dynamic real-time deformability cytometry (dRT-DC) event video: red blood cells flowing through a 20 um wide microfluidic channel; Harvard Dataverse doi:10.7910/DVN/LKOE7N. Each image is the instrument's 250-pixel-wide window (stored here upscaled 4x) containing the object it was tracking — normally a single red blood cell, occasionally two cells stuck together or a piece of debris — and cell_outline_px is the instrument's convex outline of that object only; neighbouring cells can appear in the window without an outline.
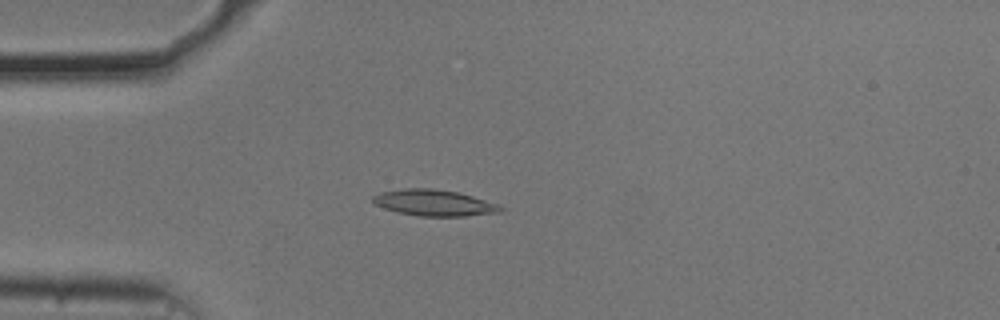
{"species": "common noctule bat (a hibernating species)", "species_latin": "Nyctalus noctula", "temperature_condition": "cold", "stored_images_in_passage": 55, "camera_frame_rate_fps": 3000, "um_per_image_px": 0.085, "animal": {"sex": "male", "body_mass_g": 20.5, "forearm_length_mm": 52.5}, "frame": {"image": 1, "passage_image": 15, "time_ms": 4.667, "image_size_px": [1000, 320], "cell_outline_px": [[504, 212], [464, 216], [420, 216], [396, 212], [384, 208], [376, 204], [372, 200], [372, 196], [380, 192], [404, 188], [432, 188], [456, 192], [472, 196], [500, 204], [504, 208]], "centroid_in_image_um": [36.92, 17.24], "position_along_channel_um": 48.1, "area_um2": 19.59}}
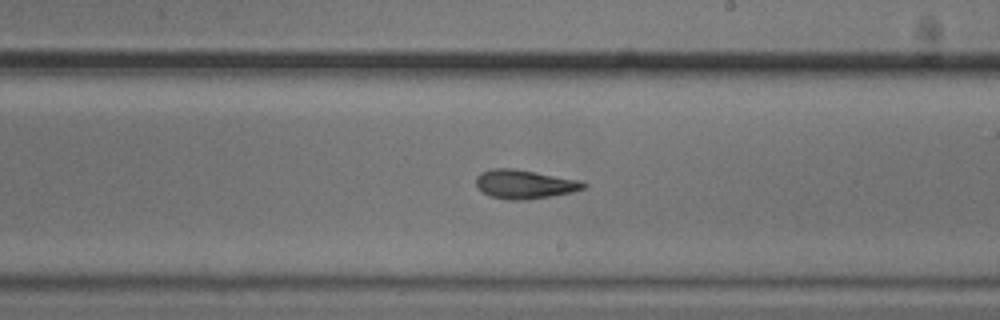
{"frame": {"image": 2, "passage_image": 32, "time_ms": 10.333, "image_size_px": [1000, 320], "cell_outline_px": [[588, 184], [584, 188], [572, 192], [528, 200], [508, 200], [492, 196], [476, 188], [476, 176], [480, 172], [492, 168], [512, 168], [576, 180]], "centroid_in_image_um": [44.52, 15.66], "position_along_channel_um": 244.5, "area_um2": 17.86}}
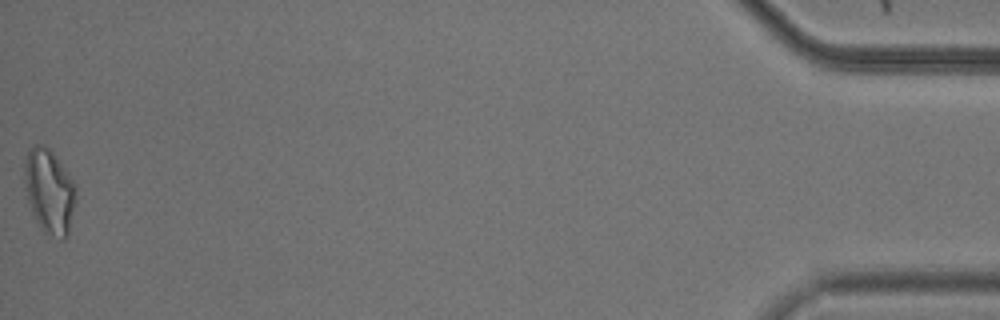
{"frame": {"image": 3, "passage_image": 55, "time_ms": 18.0, "image_size_px": [1000, 320], "cell_outline_px": [[76, 204], [68, 236], [64, 240], [60, 240], [44, 232], [36, 220], [32, 212], [28, 200], [24, 184], [24, 160], [32, 144], [44, 144], [52, 152], [68, 172], [76, 184]], "centroid_in_image_um": [4.21, 16.27], "position_along_channel_um": 431.0, "area_um2": 25.78}, "authors_computed_cell_mechanics": {"area_um2": 18.2648, "velocity_mm_per_s": 3.697, "shape_relaxation_time_tau1_ms": 3.9125, "shape_relaxation_time_tau2_ms": 4.3661, "deformation_change_tau1": 0.1256, "deformation_change_tau2": 0.1347}}